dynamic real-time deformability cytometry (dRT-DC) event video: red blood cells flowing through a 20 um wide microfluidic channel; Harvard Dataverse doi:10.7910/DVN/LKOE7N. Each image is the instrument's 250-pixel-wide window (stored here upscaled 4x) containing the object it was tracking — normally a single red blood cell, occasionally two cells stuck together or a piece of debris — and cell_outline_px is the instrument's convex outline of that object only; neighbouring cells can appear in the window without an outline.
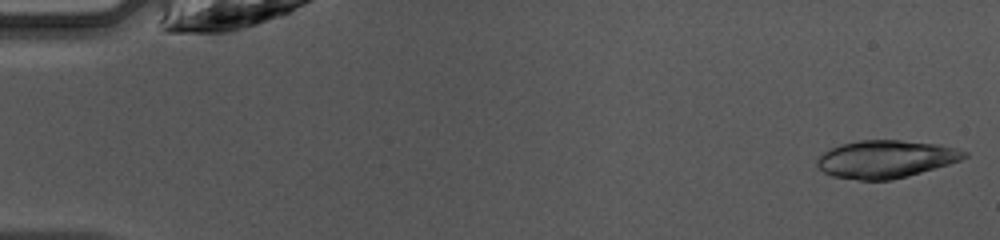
{"species": "common noctule bat (a hibernating species)", "species_latin": "Nyctalus noctula", "temperature_condition": "warm", "stored_images_in_passage": 44, "camera_frame_rate_fps": 3000, "um_per_image_px": 0.085, "animal": {"sex": "female", "body_mass_g": 10.0, "forearm_length_mm": 53.1}, "frame": {"image": 1, "passage_image": 1, "time_ms": 0.0, "image_size_px": [1000, 240], "cell_outline_px": [[968, 156], [960, 160], [948, 164], [908, 176], [892, 180], [860, 180], [832, 176], [824, 172], [816, 164], [816, 160], [828, 148], [840, 144], [860, 140], [900, 140], [940, 144], [956, 148], [968, 152]], "centroid_in_image_um": [75.28, 13.51], "position_along_channel_um": 9.7, "area_um2": 32.37}}
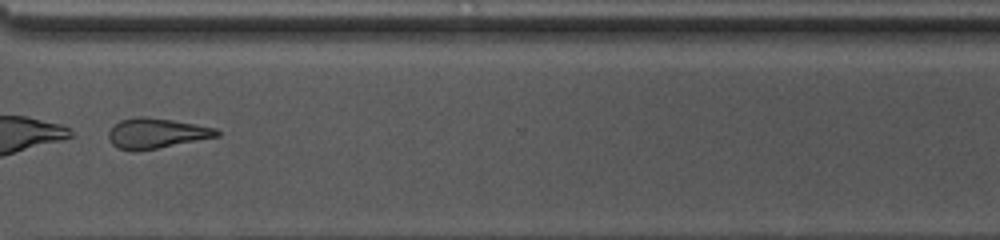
{"frame": {"image": 2, "passage_image": 35, "time_ms": 11.333, "image_size_px": [1000, 240], "cell_outline_px": [[220, 136], [136, 152], [132, 152], [116, 148], [108, 140], [108, 132], [120, 120], [136, 116], [148, 116], [196, 124], [216, 128], [220, 132]], "centroid_in_image_um": [13.26, 11.33], "position_along_channel_um": 357.3, "area_um2": 19.25}}